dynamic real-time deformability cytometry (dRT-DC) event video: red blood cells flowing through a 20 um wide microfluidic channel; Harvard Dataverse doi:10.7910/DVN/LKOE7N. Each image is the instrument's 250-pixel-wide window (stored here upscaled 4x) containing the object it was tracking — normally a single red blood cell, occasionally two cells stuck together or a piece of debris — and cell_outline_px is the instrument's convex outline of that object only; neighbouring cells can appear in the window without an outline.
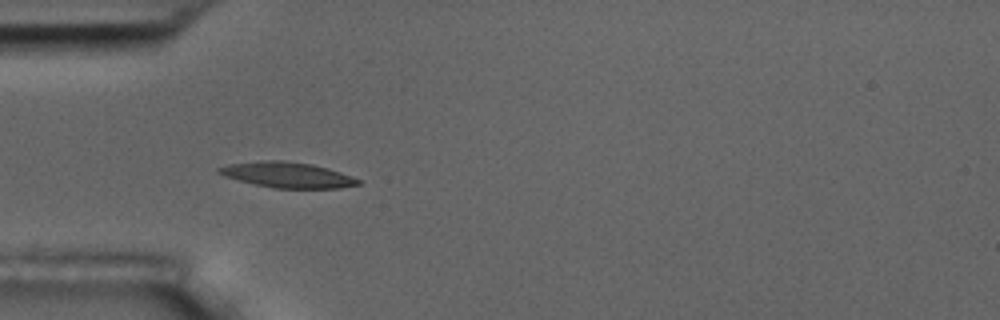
{"species": "common noctule bat (a hibernating species)", "species_latin": "Nyctalus noctula", "temperature_condition": "room temperature", "stored_images_in_passage": 9, "camera_frame_rate_fps": 3000, "um_per_image_px": 0.085, "animal": {"sex": "male", "body_mass_g": 17.5, "forearm_length_mm": 52.3}, "frame": {"image": 1, "passage_image": 4, "time_ms": 3.333, "image_size_px": [1000, 320], "cell_outline_px": [[360, 184], [340, 188], [272, 188], [224, 176], [216, 172], [216, 168], [228, 164], [260, 160], [284, 160], [312, 164], [328, 168], [352, 176], [360, 180]], "centroid_in_image_um": [24.41, 14.85], "position_along_channel_um": 60.6, "area_um2": 20.75}}
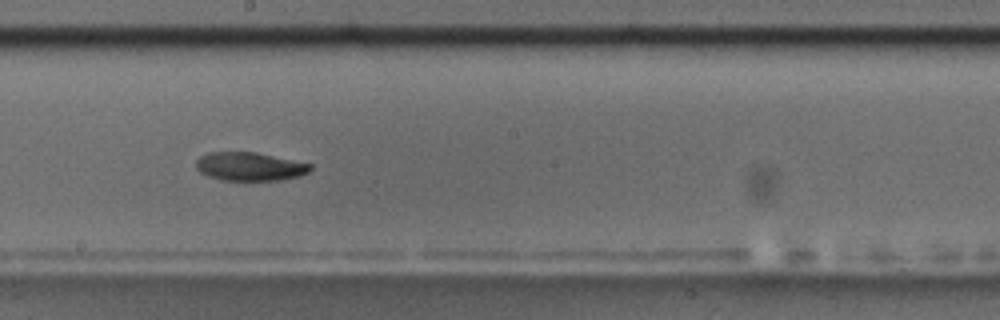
{"frame": {"image": 2, "passage_image": 8, "time_ms": 8.0, "image_size_px": [1000, 320], "cell_outline_px": [[312, 168], [308, 172], [300, 176], [280, 180], [220, 180], [208, 176], [200, 172], [196, 168], [196, 160], [200, 156], [208, 152], [256, 152], [312, 164]], "centroid_in_image_um": [21.22, 14.15], "position_along_channel_um": 227.0, "area_um2": 19.02}}
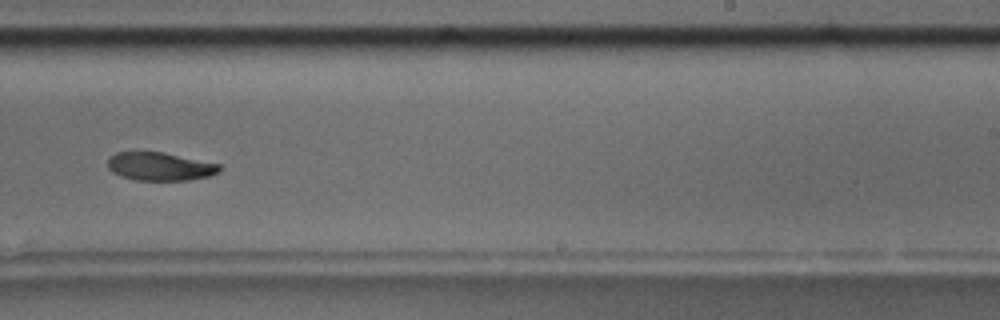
{"frame": {"image": 3, "passage_image": 9, "time_ms": 9.333, "image_size_px": [1000, 320], "cell_outline_px": [[220, 172], [208, 176], [188, 180], [136, 180], [120, 176], [112, 172], [108, 168], [108, 160], [116, 152], [164, 152], [220, 164]], "centroid_in_image_um": [13.6, 14.15], "position_along_channel_um": 275.4, "area_um2": 18.32}}